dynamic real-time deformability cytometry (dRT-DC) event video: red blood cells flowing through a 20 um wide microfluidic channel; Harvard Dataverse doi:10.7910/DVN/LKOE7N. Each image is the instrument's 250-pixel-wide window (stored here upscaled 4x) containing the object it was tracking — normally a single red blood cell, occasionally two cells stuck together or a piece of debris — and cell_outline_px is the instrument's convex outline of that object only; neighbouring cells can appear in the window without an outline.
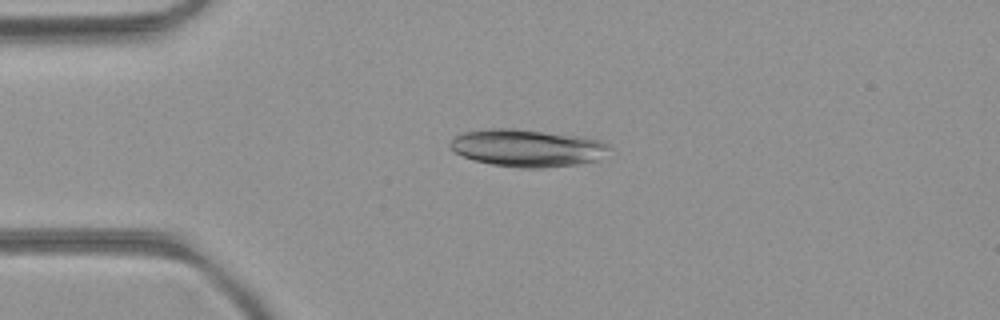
{"species": "common noctule bat (a hibernating species)", "species_latin": "Nyctalus noctula", "temperature_condition": "room temperature", "stored_images_in_passage": 44, "camera_frame_rate_fps": 3000, "um_per_image_px": 0.085, "animal": {"sex": "female", "body_mass_g": 21.9}, "frame": {"image": 1, "passage_image": 5, "time_ms": 1.333, "image_size_px": [1000, 320], "cell_outline_px": [[612, 148], [596, 160], [576, 164], [544, 168], [520, 168], [492, 164], [476, 160], [464, 156], [456, 152], [448, 144], [456, 136], [464, 132], [484, 128], [512, 128], [580, 136], [596, 140], [608, 144]], "centroid_in_image_um": [44.81, 12.57], "position_along_channel_um": 40.2, "area_um2": 34.33}}
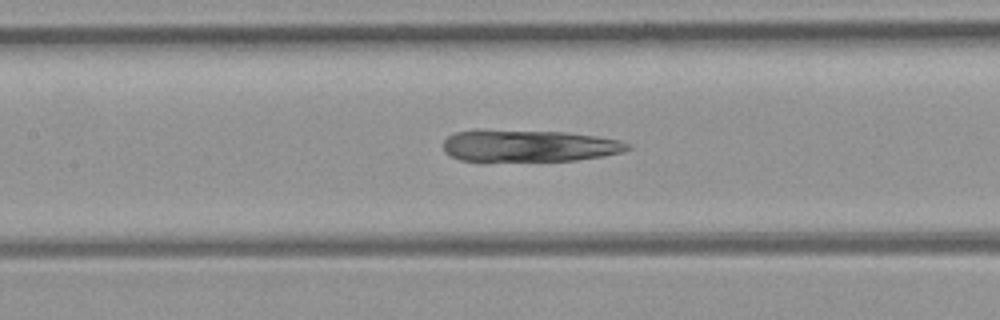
{"frame": {"image": 2, "passage_image": 16, "time_ms": 5.0, "image_size_px": [1000, 320], "cell_outline_px": [[632, 148], [620, 152], [604, 156], [576, 160], [460, 160], [444, 152], [444, 140], [448, 136], [456, 132], [564, 132], [596, 136], [620, 140], [628, 144]], "centroid_in_image_um": [45.04, 12.42], "position_along_channel_um": 162.4, "area_um2": 32.83}}
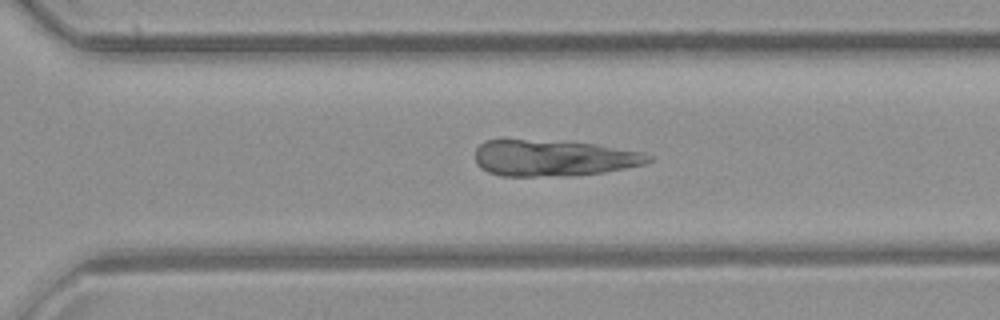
{"frame": {"image": 3, "passage_image": 28, "time_ms": 9.0, "image_size_px": [1000, 320], "cell_outline_px": [[652, 160], [644, 164], [604, 172], [572, 176], [500, 176], [488, 172], [480, 168], [476, 164], [476, 148], [484, 140], [504, 136], [596, 144], [644, 152], [652, 156]], "centroid_in_image_um": [46.96, 13.39], "position_along_channel_um": 323.6, "area_um2": 37.86}}